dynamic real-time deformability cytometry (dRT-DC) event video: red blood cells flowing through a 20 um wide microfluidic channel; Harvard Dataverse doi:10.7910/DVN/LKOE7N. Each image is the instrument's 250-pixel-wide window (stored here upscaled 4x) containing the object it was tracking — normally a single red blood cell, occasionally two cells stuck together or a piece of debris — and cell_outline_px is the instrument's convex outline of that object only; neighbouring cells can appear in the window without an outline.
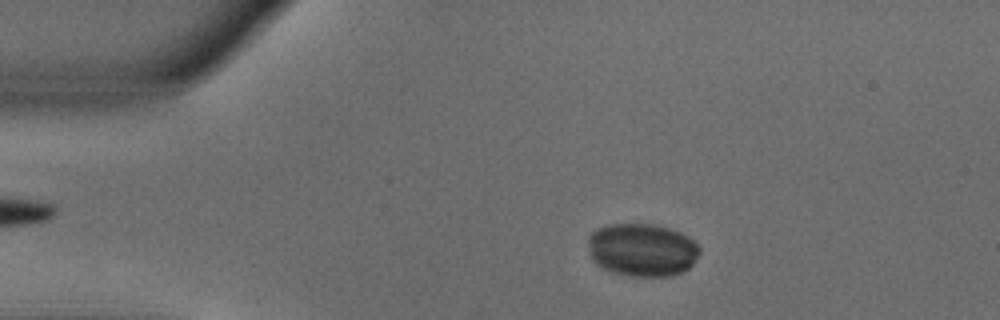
{"species": "common noctule bat (a hibernating species)", "species_latin": "Nyctalus noctula", "temperature_condition": "warm", "stored_images_in_passage": 44, "camera_frame_rate_fps": 3000, "um_per_image_px": 0.085, "animal": {"sex": "male", "body_mass_g": 18.8}, "frame": {"image": 1, "passage_image": 9, "time_ms": 2.667, "image_size_px": [1000, 320], "cell_outline_px": [[700, 252], [692, 264], [684, 272], [672, 276], [632, 276], [612, 272], [596, 264], [592, 260], [588, 244], [588, 236], [592, 232], [608, 224], [652, 224], [668, 228], [680, 232], [688, 236], [700, 248]], "centroid_in_image_um": [54.58, 21.24], "position_along_channel_um": 30.4, "area_um2": 34.45}}